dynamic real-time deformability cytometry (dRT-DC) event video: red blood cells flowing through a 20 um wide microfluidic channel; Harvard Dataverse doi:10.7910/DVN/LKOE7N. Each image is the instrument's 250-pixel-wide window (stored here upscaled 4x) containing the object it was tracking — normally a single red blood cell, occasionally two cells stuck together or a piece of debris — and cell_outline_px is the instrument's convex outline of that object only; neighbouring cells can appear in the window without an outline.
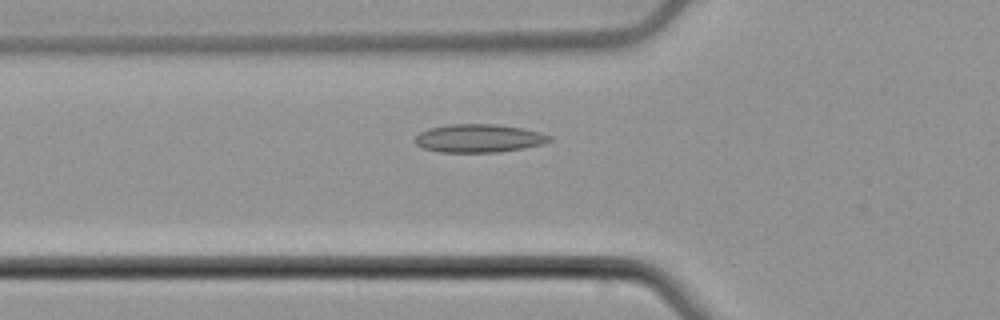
{"species": "common noctule bat (a hibernating species)", "species_latin": "Nyctalus noctula", "temperature_condition": "cold", "stored_images_in_passage": 53, "camera_frame_rate_fps": 3000, "um_per_image_px": 0.085, "animal": {"sex": "male", "body_mass_g": 21.5, "forearm_length_mm": 52.0}, "frame": {"image": 1, "passage_image": 18, "time_ms": 5.667, "image_size_px": [1000, 320], "cell_outline_px": [[552, 140], [544, 144], [524, 148], [500, 152], [440, 152], [424, 148], [416, 144], [416, 136], [420, 132], [428, 128], [448, 124], [496, 124], [520, 128], [540, 132], [552, 136]], "centroid_in_image_um": [40.73, 11.75], "position_along_channel_um": 85.1, "area_um2": 22.14}}
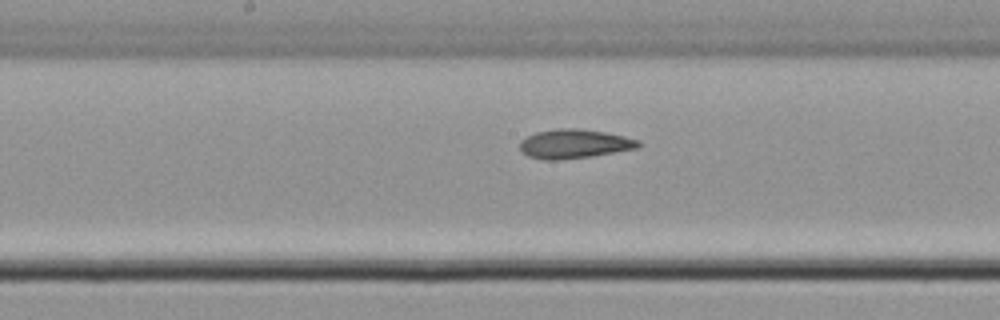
{"frame": {"image": 2, "passage_image": 27, "time_ms": 8.667, "image_size_px": [1000, 320], "cell_outline_px": [[640, 148], [592, 156], [560, 160], [544, 160], [528, 156], [520, 152], [520, 140], [536, 132], [556, 128], [580, 128], [604, 132], [624, 136], [640, 140]], "centroid_in_image_um": [48.81, 12.23], "position_along_channel_um": 199.4, "area_um2": 20.35}}
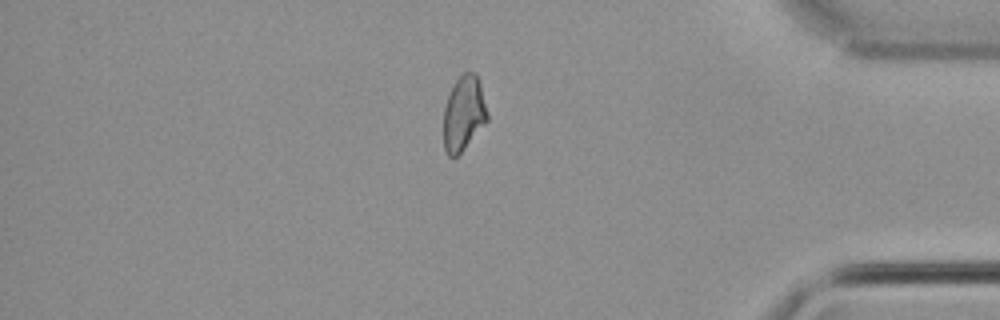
{"frame": {"image": 3, "passage_image": 45, "time_ms": 14.667, "image_size_px": [1000, 320], "cell_outline_px": [[488, 120], [464, 148], [456, 156], [448, 156], [444, 148], [444, 108], [448, 96], [456, 80], [464, 72], [476, 72], [480, 84], [488, 112]], "centroid_in_image_um": [39.42, 9.62], "position_along_channel_um": 395.8, "area_um2": 18.84}, "authors_computed_cell_mechanics": {"area_um2": 20.3456, "velocity_mm_per_s": 3.7907, "shape_relaxation_time_tau1_ms": null, "shape_relaxation_time_tau2_ms": 2.9152, "deformation_change_tau1": null, "deformation_change_tau2": 0.0959}}